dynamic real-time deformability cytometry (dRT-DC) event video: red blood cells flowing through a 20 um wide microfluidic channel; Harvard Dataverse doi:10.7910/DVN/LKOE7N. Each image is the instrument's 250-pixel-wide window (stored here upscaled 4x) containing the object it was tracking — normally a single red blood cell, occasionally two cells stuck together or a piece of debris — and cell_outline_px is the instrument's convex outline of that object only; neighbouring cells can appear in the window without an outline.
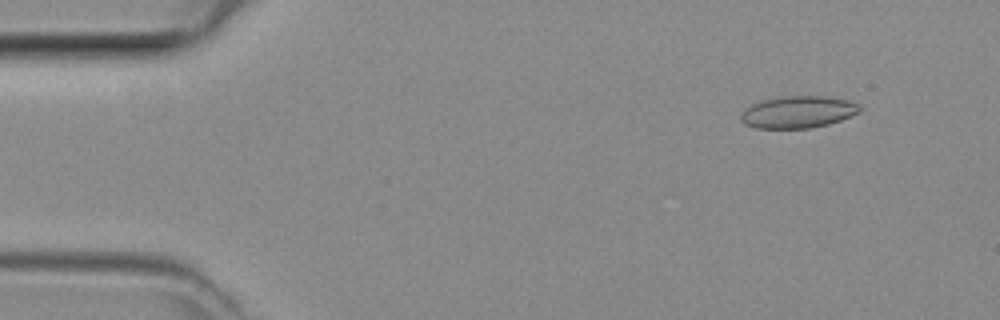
{"species": "common noctule bat (a hibernating species)", "species_latin": "Nyctalus noctula", "temperature_condition": "room temperature", "stored_images_in_passage": 5, "camera_frame_rate_fps": 3000, "um_per_image_px": 0.085, "animal": {"sex": "female", "body_mass_g": 29.2, "forearm_length_mm": 56.3}, "frame": {"image": 1, "passage_image": 2, "time_ms": 0.333, "image_size_px": [1000, 320], "cell_outline_px": [[860, 112], [840, 120], [828, 124], [808, 128], [756, 128], [740, 120], [740, 116], [744, 108], [752, 104], [764, 100], [780, 96], [828, 96], [848, 100], [856, 104], [860, 108]], "centroid_in_image_um": [67.81, 9.51], "position_along_channel_um": 17.2, "area_um2": 22.02}}
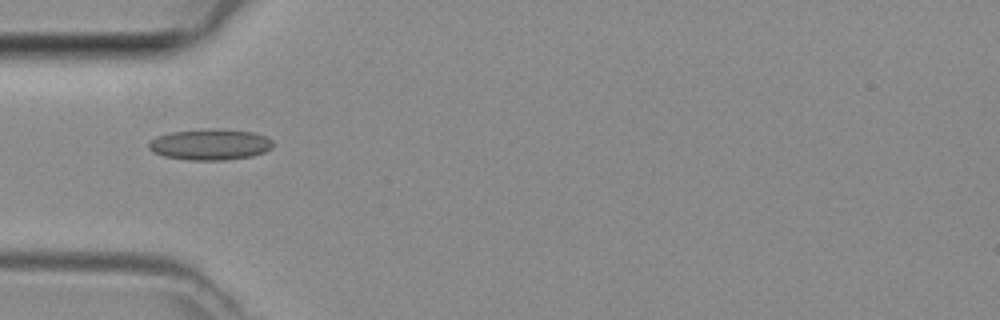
{"frame": {"image": 2, "passage_image": 5, "time_ms": 1.333, "image_size_px": [1000, 320], "cell_outline_px": [[272, 148], [264, 152], [252, 156], [224, 160], [188, 160], [164, 156], [152, 152], [148, 148], [148, 144], [156, 136], [168, 132], [208, 128], [216, 128], [252, 132], [264, 136], [272, 140]], "centroid_in_image_um": [17.83, 12.27], "position_along_channel_um": 67.2, "area_um2": 22.6}}